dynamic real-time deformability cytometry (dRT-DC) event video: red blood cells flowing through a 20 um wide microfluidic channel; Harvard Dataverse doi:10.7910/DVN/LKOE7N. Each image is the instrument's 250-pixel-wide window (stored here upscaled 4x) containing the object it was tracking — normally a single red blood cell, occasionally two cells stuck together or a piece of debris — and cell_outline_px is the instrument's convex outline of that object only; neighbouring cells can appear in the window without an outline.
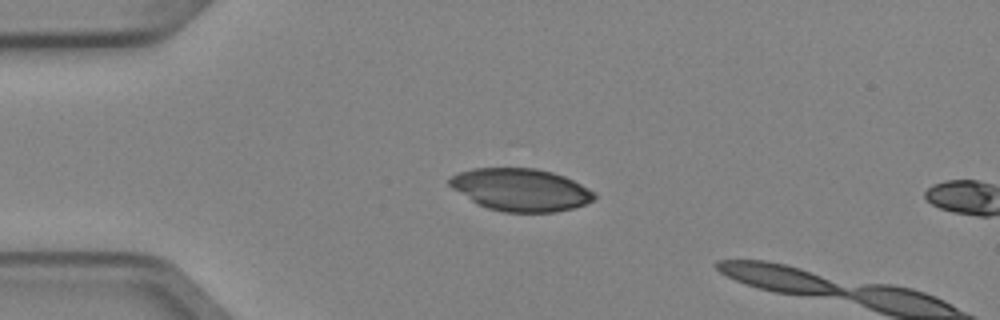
{"species": "Egyptian fruit bat (a non-hibernating species)", "species_latin": "Rousettus aegyptiacus", "temperature_condition": "cold", "stored_images_in_passage": 2, "camera_frame_rate_fps": 3000, "um_per_image_px": 0.085, "animal": {"sex": "female"}, "frame": {"image": 1, "passage_image": 1, "time_ms": 0.0, "image_size_px": [1000, 320], "cell_outline_px": [[596, 196], [592, 200], [584, 204], [572, 208], [556, 212], [504, 212], [488, 208], [476, 204], [452, 188], [448, 184], [448, 180], [452, 176], [460, 172], [472, 168], [536, 168], [552, 172], [564, 176], [596, 192]], "centroid_in_image_um": [44.24, 16.13], "position_along_channel_um": 40.8, "area_um2": 35.78}}